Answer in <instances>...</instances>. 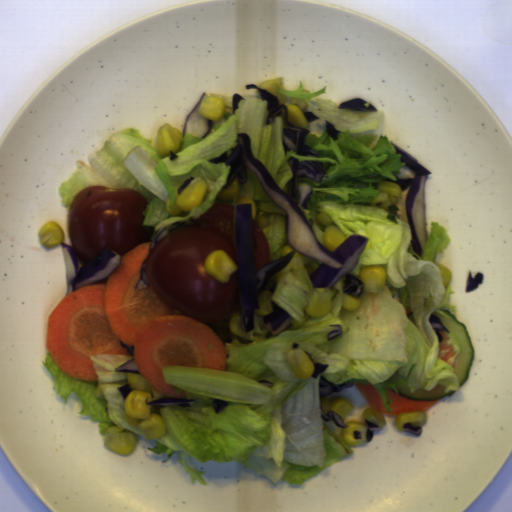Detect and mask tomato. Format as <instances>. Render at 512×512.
Returning <instances> with one entry per match:
<instances>
[{
  "label": "tomato",
  "instance_id": "1",
  "mask_svg": "<svg viewBox=\"0 0 512 512\" xmlns=\"http://www.w3.org/2000/svg\"><path fill=\"white\" fill-rule=\"evenodd\" d=\"M233 212V203H213L150 250L144 261L147 285L173 313L211 324L223 322L237 305L238 274L221 283L204 266L216 249L226 250L237 263Z\"/></svg>",
  "mask_w": 512,
  "mask_h": 512
},
{
  "label": "tomato",
  "instance_id": "2",
  "mask_svg": "<svg viewBox=\"0 0 512 512\" xmlns=\"http://www.w3.org/2000/svg\"><path fill=\"white\" fill-rule=\"evenodd\" d=\"M149 206L147 197L133 188L86 186L68 207L70 247L83 265L103 247L122 257L148 243L149 229L143 221Z\"/></svg>",
  "mask_w": 512,
  "mask_h": 512
},
{
  "label": "tomato",
  "instance_id": "3",
  "mask_svg": "<svg viewBox=\"0 0 512 512\" xmlns=\"http://www.w3.org/2000/svg\"><path fill=\"white\" fill-rule=\"evenodd\" d=\"M253 250L257 273L271 262V252L268 237L256 219H252Z\"/></svg>",
  "mask_w": 512,
  "mask_h": 512
}]
</instances>
